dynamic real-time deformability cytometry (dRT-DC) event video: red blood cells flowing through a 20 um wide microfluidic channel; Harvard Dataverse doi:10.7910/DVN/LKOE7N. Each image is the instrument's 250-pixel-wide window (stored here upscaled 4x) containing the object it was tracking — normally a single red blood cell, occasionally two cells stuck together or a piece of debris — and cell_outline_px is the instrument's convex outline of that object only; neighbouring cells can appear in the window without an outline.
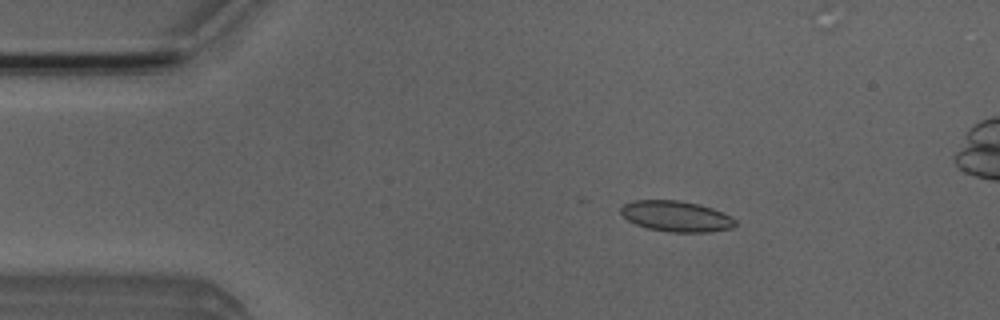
{"species": "Egyptian fruit bat (a non-hibernating species)", "species_latin": "Rousettus aegyptiacus", "temperature_condition": "room temperature", "stored_images_in_passage": 16, "camera_frame_rate_fps": 3000, "um_per_image_px": 0.085, "animal": {"sex": "male"}, "frame": {"image": 1, "passage_image": 9, "time_ms": 2.667, "image_size_px": [1000, 320], "cell_outline_px": [[736, 224], [732, 228], [708, 232], [668, 232], [648, 228], [636, 224], [628, 220], [620, 212], [620, 208], [624, 204], [632, 200], [680, 200], [712, 208], [732, 216], [736, 220]], "centroid_in_image_um": [57.48, 18.38], "position_along_channel_um": 27.5, "area_um2": 20.52}}